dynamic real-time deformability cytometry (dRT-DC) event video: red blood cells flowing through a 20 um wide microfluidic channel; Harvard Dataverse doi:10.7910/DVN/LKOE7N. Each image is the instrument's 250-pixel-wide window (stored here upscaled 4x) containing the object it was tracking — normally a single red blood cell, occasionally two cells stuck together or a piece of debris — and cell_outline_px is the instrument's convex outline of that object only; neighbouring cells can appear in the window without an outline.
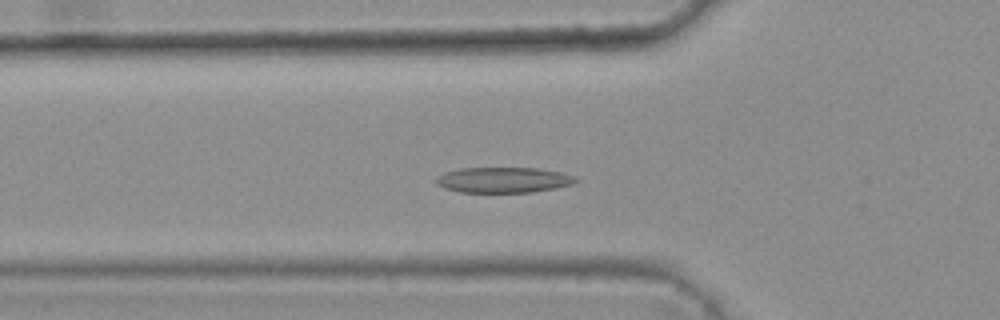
{"species": "common noctule bat (a hibernating species)", "species_latin": "Nyctalus noctula", "temperature_condition": "warm", "stored_images_in_passage": 37, "camera_frame_rate_fps": 3000, "um_per_image_px": 0.085, "animal": {"sex": "female", "body_mass_g": 25.1}, "frame": {"image": 1, "passage_image": 11, "time_ms": 3.333, "image_size_px": [1000, 320], "cell_outline_px": [[580, 180], [572, 184], [556, 188], [532, 192], [460, 192], [444, 188], [436, 184], [436, 176], [444, 172], [460, 168], [536, 168], [560, 172], [576, 176]], "centroid_in_image_um": [42.79, 15.29], "position_along_channel_um": 83.0, "area_um2": 20.87}}
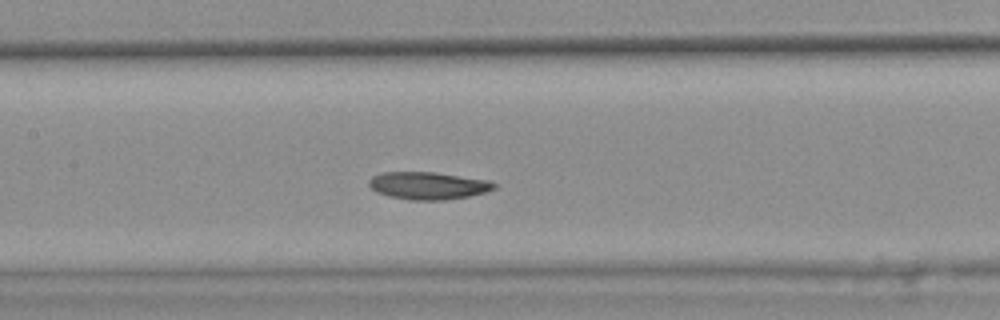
{"frame": {"image": 2, "passage_image": 18, "time_ms": 5.667, "image_size_px": [1000, 320], "cell_outline_px": [[496, 188], [484, 192], [468, 196], [444, 200], [408, 200], [388, 196], [376, 192], [368, 184], [368, 180], [372, 176], [380, 172], [432, 172], [488, 180], [496, 184]], "centroid_in_image_um": [36.34, 15.78], "position_along_channel_um": 171.1, "area_um2": 20.0}}
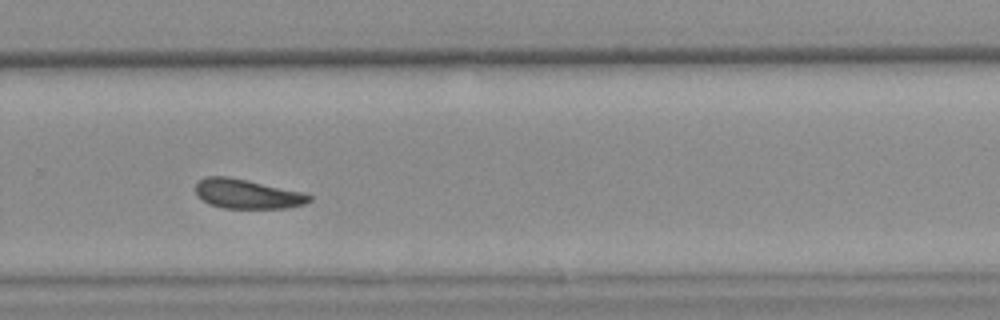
{"frame": {"image": 3, "passage_image": 29, "time_ms": 9.333, "image_size_px": [1000, 320], "cell_outline_px": [[312, 200], [304, 204], [284, 208], [224, 208], [208, 204], [196, 196], [196, 184], [200, 180], [208, 176], [228, 176], [248, 180], [304, 192], [312, 196]], "centroid_in_image_um": [21.01, 16.48], "position_along_channel_um": 308.8, "area_um2": 19.59}}